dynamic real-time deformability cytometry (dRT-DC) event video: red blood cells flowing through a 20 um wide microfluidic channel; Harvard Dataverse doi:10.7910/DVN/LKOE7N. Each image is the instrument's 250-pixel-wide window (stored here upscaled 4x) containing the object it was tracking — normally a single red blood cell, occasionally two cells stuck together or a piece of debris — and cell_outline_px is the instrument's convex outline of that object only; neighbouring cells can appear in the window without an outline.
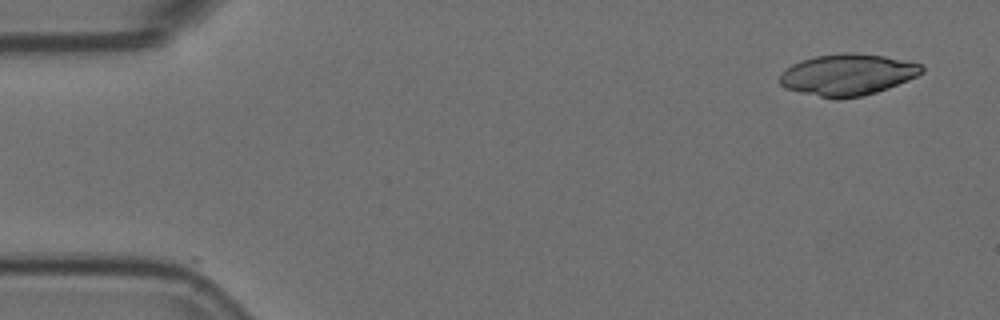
{"species": "Egyptian fruit bat (a non-hibernating species)", "species_latin": "Rousettus aegyptiacus", "temperature_condition": "room temperature", "stored_images_in_passage": 10, "camera_frame_rate_fps": 3000, "um_per_image_px": 0.085, "animal": {"sex": "female"}, "frame": {"image": 1, "passage_image": 1, "time_ms": 0.0, "image_size_px": [1000, 320], "cell_outline_px": [[924, 72], [908, 80], [888, 88], [864, 96], [836, 100], [784, 88], [780, 84], [780, 76], [784, 68], [800, 60], [816, 56], [844, 52], [852, 52], [884, 56], [920, 64], [924, 68]], "centroid_in_image_um": [72.02, 6.35], "position_along_channel_um": 13.0, "area_um2": 34.39}}